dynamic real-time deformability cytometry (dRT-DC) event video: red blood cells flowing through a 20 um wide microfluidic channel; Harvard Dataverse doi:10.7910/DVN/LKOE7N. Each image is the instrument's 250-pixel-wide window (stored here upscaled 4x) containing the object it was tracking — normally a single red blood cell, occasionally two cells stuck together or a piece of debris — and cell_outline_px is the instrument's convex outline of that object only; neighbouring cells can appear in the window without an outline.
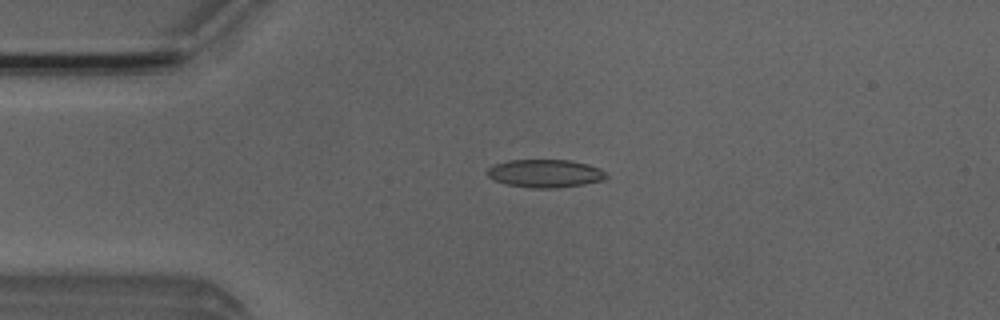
{"species": "Egyptian fruit bat (a non-hibernating species)", "species_latin": "Rousettus aegyptiacus", "temperature_condition": "room temperature", "stored_images_in_passage": 4, "camera_frame_rate_fps": 3000, "um_per_image_px": 0.085, "animal": {"sex": "male"}, "frame": {"image": 1, "passage_image": 4, "time_ms": 3.667, "image_size_px": [1000, 320], "cell_outline_px": [[608, 176], [604, 180], [584, 184], [556, 188], [532, 188], [504, 184], [488, 176], [484, 172], [492, 164], [508, 160], [568, 160], [588, 164], [600, 168]], "centroid_in_image_um": [46.3, 14.74], "position_along_channel_um": 38.7, "area_um2": 19.59}}